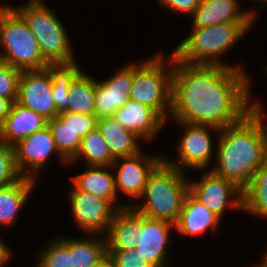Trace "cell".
Wrapping results in <instances>:
<instances>
[{"instance_id":"7c38bea8","label":"cell","mask_w":267,"mask_h":267,"mask_svg":"<svg viewBox=\"0 0 267 267\" xmlns=\"http://www.w3.org/2000/svg\"><path fill=\"white\" fill-rule=\"evenodd\" d=\"M15 152V163L19 173L23 177L37 181L42 176L41 170L46 169L51 157L57 156L60 164L68 167V162L59 154L56 149L52 133L48 127L28 135L13 146ZM41 175V176H40Z\"/></svg>"},{"instance_id":"d4e9b609","label":"cell","mask_w":267,"mask_h":267,"mask_svg":"<svg viewBox=\"0 0 267 267\" xmlns=\"http://www.w3.org/2000/svg\"><path fill=\"white\" fill-rule=\"evenodd\" d=\"M95 77L82 70L68 90V112L95 115Z\"/></svg>"},{"instance_id":"484cf974","label":"cell","mask_w":267,"mask_h":267,"mask_svg":"<svg viewBox=\"0 0 267 267\" xmlns=\"http://www.w3.org/2000/svg\"><path fill=\"white\" fill-rule=\"evenodd\" d=\"M243 213L267 219V157L242 191Z\"/></svg>"},{"instance_id":"52a82bcc","label":"cell","mask_w":267,"mask_h":267,"mask_svg":"<svg viewBox=\"0 0 267 267\" xmlns=\"http://www.w3.org/2000/svg\"><path fill=\"white\" fill-rule=\"evenodd\" d=\"M0 60L20 71L44 70L35 35L14 8H0Z\"/></svg>"},{"instance_id":"3957f363","label":"cell","mask_w":267,"mask_h":267,"mask_svg":"<svg viewBox=\"0 0 267 267\" xmlns=\"http://www.w3.org/2000/svg\"><path fill=\"white\" fill-rule=\"evenodd\" d=\"M256 22H228L208 27H191L187 37L172 50L175 58L189 65L225 66L245 69L241 63H227L223 56L232 51Z\"/></svg>"},{"instance_id":"ac0fdd59","label":"cell","mask_w":267,"mask_h":267,"mask_svg":"<svg viewBox=\"0 0 267 267\" xmlns=\"http://www.w3.org/2000/svg\"><path fill=\"white\" fill-rule=\"evenodd\" d=\"M221 221L223 220L218 215L188 192L175 224V233L178 232L180 236L198 237L208 230L212 233L217 231L221 227Z\"/></svg>"},{"instance_id":"f1b7e54d","label":"cell","mask_w":267,"mask_h":267,"mask_svg":"<svg viewBox=\"0 0 267 267\" xmlns=\"http://www.w3.org/2000/svg\"><path fill=\"white\" fill-rule=\"evenodd\" d=\"M54 143L59 154L69 163L77 154L81 146L82 137L57 116L47 121Z\"/></svg>"},{"instance_id":"f35d334b","label":"cell","mask_w":267,"mask_h":267,"mask_svg":"<svg viewBox=\"0 0 267 267\" xmlns=\"http://www.w3.org/2000/svg\"><path fill=\"white\" fill-rule=\"evenodd\" d=\"M91 267H114V264L110 257L106 254L97 264Z\"/></svg>"},{"instance_id":"8992f818","label":"cell","mask_w":267,"mask_h":267,"mask_svg":"<svg viewBox=\"0 0 267 267\" xmlns=\"http://www.w3.org/2000/svg\"><path fill=\"white\" fill-rule=\"evenodd\" d=\"M161 51L134 61V77L130 99L153 108L165 121L171 112L172 73L174 55L165 57Z\"/></svg>"},{"instance_id":"d6a6232c","label":"cell","mask_w":267,"mask_h":267,"mask_svg":"<svg viewBox=\"0 0 267 267\" xmlns=\"http://www.w3.org/2000/svg\"><path fill=\"white\" fill-rule=\"evenodd\" d=\"M65 124H69L82 138L96 128L97 117L73 112H62L58 115Z\"/></svg>"},{"instance_id":"2e32d148","label":"cell","mask_w":267,"mask_h":267,"mask_svg":"<svg viewBox=\"0 0 267 267\" xmlns=\"http://www.w3.org/2000/svg\"><path fill=\"white\" fill-rule=\"evenodd\" d=\"M112 117L148 144L157 139L159 131L166 126V121L153 108L134 99H130Z\"/></svg>"},{"instance_id":"6da1fadb","label":"cell","mask_w":267,"mask_h":267,"mask_svg":"<svg viewBox=\"0 0 267 267\" xmlns=\"http://www.w3.org/2000/svg\"><path fill=\"white\" fill-rule=\"evenodd\" d=\"M245 70L189 65L174 56L169 120L218 129L239 122L262 101L252 99L254 79Z\"/></svg>"},{"instance_id":"f546056e","label":"cell","mask_w":267,"mask_h":267,"mask_svg":"<svg viewBox=\"0 0 267 267\" xmlns=\"http://www.w3.org/2000/svg\"><path fill=\"white\" fill-rule=\"evenodd\" d=\"M44 245L36 252L33 267H72V253L57 236Z\"/></svg>"},{"instance_id":"603a6c76","label":"cell","mask_w":267,"mask_h":267,"mask_svg":"<svg viewBox=\"0 0 267 267\" xmlns=\"http://www.w3.org/2000/svg\"><path fill=\"white\" fill-rule=\"evenodd\" d=\"M96 128L114 158L131 156L142 150L140 146H143L144 142L120 125L112 116L97 118Z\"/></svg>"},{"instance_id":"e0dca14e","label":"cell","mask_w":267,"mask_h":267,"mask_svg":"<svg viewBox=\"0 0 267 267\" xmlns=\"http://www.w3.org/2000/svg\"><path fill=\"white\" fill-rule=\"evenodd\" d=\"M239 0H202L200 5L188 17L192 27H208L228 22H256L255 19L242 9Z\"/></svg>"},{"instance_id":"b9f144b4","label":"cell","mask_w":267,"mask_h":267,"mask_svg":"<svg viewBox=\"0 0 267 267\" xmlns=\"http://www.w3.org/2000/svg\"><path fill=\"white\" fill-rule=\"evenodd\" d=\"M262 258L267 262V248L263 251Z\"/></svg>"},{"instance_id":"9a60e30c","label":"cell","mask_w":267,"mask_h":267,"mask_svg":"<svg viewBox=\"0 0 267 267\" xmlns=\"http://www.w3.org/2000/svg\"><path fill=\"white\" fill-rule=\"evenodd\" d=\"M53 81L44 70L21 71L17 103L51 120L59 115L52 93Z\"/></svg>"},{"instance_id":"44dd1931","label":"cell","mask_w":267,"mask_h":267,"mask_svg":"<svg viewBox=\"0 0 267 267\" xmlns=\"http://www.w3.org/2000/svg\"><path fill=\"white\" fill-rule=\"evenodd\" d=\"M37 180L22 177L18 182L0 187V228L9 231L35 191Z\"/></svg>"},{"instance_id":"ab89813d","label":"cell","mask_w":267,"mask_h":267,"mask_svg":"<svg viewBox=\"0 0 267 267\" xmlns=\"http://www.w3.org/2000/svg\"><path fill=\"white\" fill-rule=\"evenodd\" d=\"M247 267H267V262L261 258L259 263L257 262L256 264L254 263L253 265H249Z\"/></svg>"},{"instance_id":"4316f807","label":"cell","mask_w":267,"mask_h":267,"mask_svg":"<svg viewBox=\"0 0 267 267\" xmlns=\"http://www.w3.org/2000/svg\"><path fill=\"white\" fill-rule=\"evenodd\" d=\"M114 160L115 158L111 155L105 140L97 128H95L82 138L78 154L68 165L72 166L76 162L84 161L86 166H111Z\"/></svg>"},{"instance_id":"74e56055","label":"cell","mask_w":267,"mask_h":267,"mask_svg":"<svg viewBox=\"0 0 267 267\" xmlns=\"http://www.w3.org/2000/svg\"><path fill=\"white\" fill-rule=\"evenodd\" d=\"M12 102L7 98L0 97V126L4 123L5 118L10 112Z\"/></svg>"},{"instance_id":"7a4b0ae2","label":"cell","mask_w":267,"mask_h":267,"mask_svg":"<svg viewBox=\"0 0 267 267\" xmlns=\"http://www.w3.org/2000/svg\"><path fill=\"white\" fill-rule=\"evenodd\" d=\"M263 103L239 122L220 129L216 141L215 161L210 170L242 191L267 157V114Z\"/></svg>"},{"instance_id":"1f68e13d","label":"cell","mask_w":267,"mask_h":267,"mask_svg":"<svg viewBox=\"0 0 267 267\" xmlns=\"http://www.w3.org/2000/svg\"><path fill=\"white\" fill-rule=\"evenodd\" d=\"M21 71L0 60V97L17 101Z\"/></svg>"},{"instance_id":"60d3db41","label":"cell","mask_w":267,"mask_h":267,"mask_svg":"<svg viewBox=\"0 0 267 267\" xmlns=\"http://www.w3.org/2000/svg\"><path fill=\"white\" fill-rule=\"evenodd\" d=\"M44 2V0H28L27 3H41Z\"/></svg>"},{"instance_id":"d6986e66","label":"cell","mask_w":267,"mask_h":267,"mask_svg":"<svg viewBox=\"0 0 267 267\" xmlns=\"http://www.w3.org/2000/svg\"><path fill=\"white\" fill-rule=\"evenodd\" d=\"M80 174L71 176L72 185L80 191H86L108 200L117 210L126 207L118 199L115 190L114 173L111 166H84Z\"/></svg>"},{"instance_id":"30bf717a","label":"cell","mask_w":267,"mask_h":267,"mask_svg":"<svg viewBox=\"0 0 267 267\" xmlns=\"http://www.w3.org/2000/svg\"><path fill=\"white\" fill-rule=\"evenodd\" d=\"M205 171V172H204ZM203 172V173H202ZM199 179L190 177L189 192L211 212L224 219L226 210L243 212L242 190L234 183L209 170H200Z\"/></svg>"},{"instance_id":"cb8c5ba5","label":"cell","mask_w":267,"mask_h":267,"mask_svg":"<svg viewBox=\"0 0 267 267\" xmlns=\"http://www.w3.org/2000/svg\"><path fill=\"white\" fill-rule=\"evenodd\" d=\"M84 235V237H72V235L65 237L63 234L61 236L57 235V238L72 253V267H91L97 264L107 254L106 240L103 235Z\"/></svg>"},{"instance_id":"e575fe53","label":"cell","mask_w":267,"mask_h":267,"mask_svg":"<svg viewBox=\"0 0 267 267\" xmlns=\"http://www.w3.org/2000/svg\"><path fill=\"white\" fill-rule=\"evenodd\" d=\"M157 4L162 8L168 9L172 12L184 14L186 17L190 16L195 9L200 5L202 0H157Z\"/></svg>"},{"instance_id":"4fadbf2b","label":"cell","mask_w":267,"mask_h":267,"mask_svg":"<svg viewBox=\"0 0 267 267\" xmlns=\"http://www.w3.org/2000/svg\"><path fill=\"white\" fill-rule=\"evenodd\" d=\"M108 78H95V116L109 117L130 100L134 77V61L124 63Z\"/></svg>"},{"instance_id":"4dcf8cb0","label":"cell","mask_w":267,"mask_h":267,"mask_svg":"<svg viewBox=\"0 0 267 267\" xmlns=\"http://www.w3.org/2000/svg\"><path fill=\"white\" fill-rule=\"evenodd\" d=\"M22 177L15 163L14 148L0 140V187L18 182Z\"/></svg>"},{"instance_id":"83f0119b","label":"cell","mask_w":267,"mask_h":267,"mask_svg":"<svg viewBox=\"0 0 267 267\" xmlns=\"http://www.w3.org/2000/svg\"><path fill=\"white\" fill-rule=\"evenodd\" d=\"M78 62L48 65L46 70L53 81L52 93L58 113L68 112V90L73 79L83 70Z\"/></svg>"},{"instance_id":"9c48e42d","label":"cell","mask_w":267,"mask_h":267,"mask_svg":"<svg viewBox=\"0 0 267 267\" xmlns=\"http://www.w3.org/2000/svg\"><path fill=\"white\" fill-rule=\"evenodd\" d=\"M157 154H146L142 149L134 155L115 158L111 165L115 190L119 200L120 195L130 199L125 206L131 207L142 196L149 175L163 161L164 155Z\"/></svg>"},{"instance_id":"ffe728a7","label":"cell","mask_w":267,"mask_h":267,"mask_svg":"<svg viewBox=\"0 0 267 267\" xmlns=\"http://www.w3.org/2000/svg\"><path fill=\"white\" fill-rule=\"evenodd\" d=\"M47 121L31 109L13 102L9 114L0 126V140L13 147L28 135L46 127Z\"/></svg>"},{"instance_id":"8d00e7d4","label":"cell","mask_w":267,"mask_h":267,"mask_svg":"<svg viewBox=\"0 0 267 267\" xmlns=\"http://www.w3.org/2000/svg\"><path fill=\"white\" fill-rule=\"evenodd\" d=\"M250 2H253V5L255 6H252L251 7H248L247 9V12L255 19V21H257L258 19V14H260V12L267 8V0H249ZM255 2V3H254ZM257 4V6H256Z\"/></svg>"},{"instance_id":"ba28073f","label":"cell","mask_w":267,"mask_h":267,"mask_svg":"<svg viewBox=\"0 0 267 267\" xmlns=\"http://www.w3.org/2000/svg\"><path fill=\"white\" fill-rule=\"evenodd\" d=\"M182 131L176 143V159L171 155H164L163 160L170 166L188 173L189 170H209L215 159L217 139L220 129L208 125L173 122ZM216 137H212L213 135ZM213 141V142H212ZM215 149V150H214ZM188 171V172H187Z\"/></svg>"},{"instance_id":"277c9868","label":"cell","mask_w":267,"mask_h":267,"mask_svg":"<svg viewBox=\"0 0 267 267\" xmlns=\"http://www.w3.org/2000/svg\"><path fill=\"white\" fill-rule=\"evenodd\" d=\"M187 174L163 160L149 175L142 196L132 207L147 218L175 225L189 192Z\"/></svg>"},{"instance_id":"836d02e7","label":"cell","mask_w":267,"mask_h":267,"mask_svg":"<svg viewBox=\"0 0 267 267\" xmlns=\"http://www.w3.org/2000/svg\"><path fill=\"white\" fill-rule=\"evenodd\" d=\"M114 267H154L150 261L133 250H106Z\"/></svg>"},{"instance_id":"8fae6325","label":"cell","mask_w":267,"mask_h":267,"mask_svg":"<svg viewBox=\"0 0 267 267\" xmlns=\"http://www.w3.org/2000/svg\"><path fill=\"white\" fill-rule=\"evenodd\" d=\"M67 192L69 212L83 234L105 235L117 209L106 199L77 190L71 183Z\"/></svg>"},{"instance_id":"5b68a950","label":"cell","mask_w":267,"mask_h":267,"mask_svg":"<svg viewBox=\"0 0 267 267\" xmlns=\"http://www.w3.org/2000/svg\"><path fill=\"white\" fill-rule=\"evenodd\" d=\"M0 8H14L27 22L35 35L44 60L49 65L72 64L79 62L74 57L71 37L65 29L63 20L56 10L49 8L45 2L0 3Z\"/></svg>"},{"instance_id":"d590c367","label":"cell","mask_w":267,"mask_h":267,"mask_svg":"<svg viewBox=\"0 0 267 267\" xmlns=\"http://www.w3.org/2000/svg\"><path fill=\"white\" fill-rule=\"evenodd\" d=\"M0 237V267H5L9 264L11 259L13 258V252L10 247H8L9 244H7L4 241V238Z\"/></svg>"},{"instance_id":"7402d4cb","label":"cell","mask_w":267,"mask_h":267,"mask_svg":"<svg viewBox=\"0 0 267 267\" xmlns=\"http://www.w3.org/2000/svg\"><path fill=\"white\" fill-rule=\"evenodd\" d=\"M144 218L145 216L132 206L118 209L104 235L106 250H133L136 229Z\"/></svg>"},{"instance_id":"5bb4252c","label":"cell","mask_w":267,"mask_h":267,"mask_svg":"<svg viewBox=\"0 0 267 267\" xmlns=\"http://www.w3.org/2000/svg\"><path fill=\"white\" fill-rule=\"evenodd\" d=\"M173 231L174 224L145 217L136 229L134 251L150 261L154 267H169L168 247H171V239H174Z\"/></svg>"}]
</instances>
